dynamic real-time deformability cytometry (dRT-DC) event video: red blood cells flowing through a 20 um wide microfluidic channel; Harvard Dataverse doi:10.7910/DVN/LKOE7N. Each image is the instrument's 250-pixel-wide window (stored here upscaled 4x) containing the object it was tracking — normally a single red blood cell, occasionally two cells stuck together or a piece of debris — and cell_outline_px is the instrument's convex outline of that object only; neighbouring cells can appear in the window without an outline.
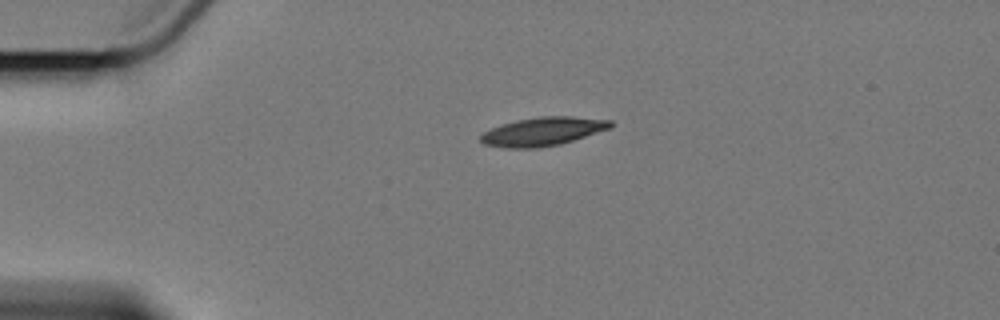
{"species": "Egyptian fruit bat (a non-hibernating species)", "species_latin": "Rousettus aegyptiacus", "temperature_condition": "cold", "stored_images_in_passage": 2, "camera_frame_rate_fps": 3000, "um_per_image_px": 0.085, "animal": {"sex": "female"}, "frame": {"image": 1, "passage_image": 1, "time_ms": 0.0, "image_size_px": [1000, 320], "cell_outline_px": [[612, 128], [560, 144], [536, 148], [508, 148], [484, 144], [480, 140], [480, 136], [484, 132], [500, 124], [516, 120], [540, 116], [572, 116], [612, 120]], "centroid_in_image_um": [46.15, 11.17], "position_along_channel_um": 38.8, "area_um2": 21.62}}